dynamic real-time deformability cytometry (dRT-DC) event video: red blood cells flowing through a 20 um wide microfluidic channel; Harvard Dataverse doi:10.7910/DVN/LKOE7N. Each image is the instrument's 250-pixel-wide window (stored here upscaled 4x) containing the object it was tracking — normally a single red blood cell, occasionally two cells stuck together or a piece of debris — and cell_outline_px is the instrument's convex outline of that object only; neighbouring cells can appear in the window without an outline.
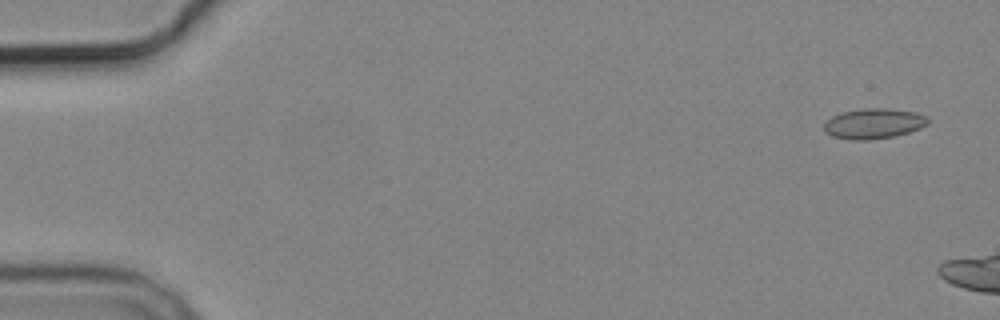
{"species": "common noctule bat (a hibernating species)", "species_latin": "Nyctalus noctula", "temperature_condition": "cold", "stored_images_in_passage": 3, "camera_frame_rate_fps": 3000, "um_per_image_px": 0.085, "animal": {"sex": "male", "body_mass_g": 19.2, "forearm_length_mm": 51.8}, "frame": {"image": 1, "passage_image": 1, "time_ms": 0.0, "image_size_px": [1000, 320], "cell_outline_px": [[928, 124], [920, 128], [896, 136], [868, 140], [852, 140], [832, 136], [824, 132], [824, 124], [832, 116], [844, 112], [864, 108], [888, 108], [916, 112], [928, 116]], "centroid_in_image_um": [74.28, 10.5], "position_along_channel_um": 10.7, "area_um2": 18.38}}